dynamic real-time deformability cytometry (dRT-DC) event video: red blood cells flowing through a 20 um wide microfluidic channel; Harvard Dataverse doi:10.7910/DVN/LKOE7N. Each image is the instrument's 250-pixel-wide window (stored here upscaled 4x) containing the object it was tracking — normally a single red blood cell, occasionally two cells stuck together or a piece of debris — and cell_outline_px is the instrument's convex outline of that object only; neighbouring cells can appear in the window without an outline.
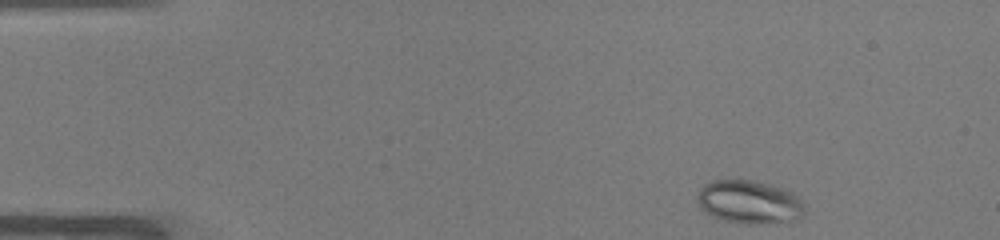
{"species": "common noctule bat (a hibernating species)", "species_latin": "Nyctalus noctula", "temperature_condition": "warm", "stored_images_in_passage": 46, "camera_frame_rate_fps": 3000, "um_per_image_px": 0.085, "animal": {"sex": "male", "body_mass_g": 19.0, "forearm_length_mm": 50.8}, "frame": {"image": 1, "passage_image": 1, "time_ms": 0.0, "image_size_px": [1000, 240], "cell_outline_px": [[804, 216], [800, 220], [792, 224], [744, 224], [724, 220], [712, 216], [704, 212], [700, 208], [696, 196], [700, 188], [704, 184], [712, 180], [752, 180], [772, 184], [784, 188], [800, 196], [804, 208]], "centroid_in_image_um": [63.76, 17.2], "position_along_channel_um": 21.2, "area_um2": 28.15}}
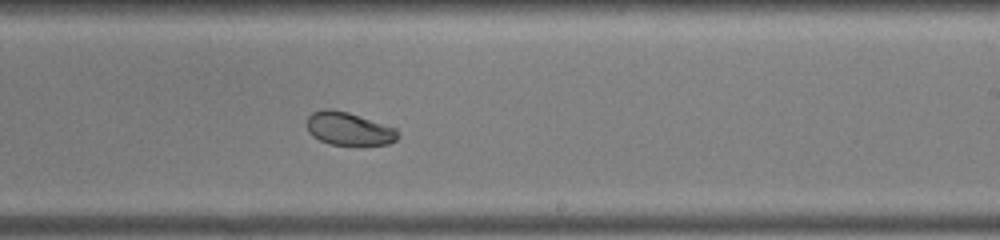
{"frame": {"image": 2, "passage_image": 26, "time_ms": 8.333, "image_size_px": [1000, 240], "cell_outline_px": [[400, 136], [396, 140], [388, 144], [328, 144], [312, 136], [308, 132], [308, 116], [312, 112], [324, 108], [332, 108], [348, 112], [396, 128], [400, 132]], "centroid_in_image_um": [29.65, 10.93], "position_along_channel_um": 259.4, "area_um2": 17.51}}
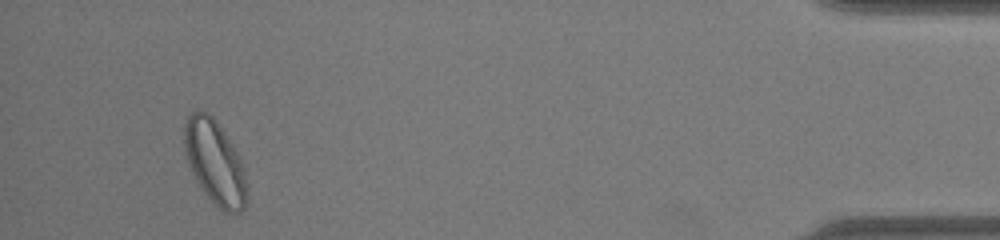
{"frame": {"image": 3, "passage_image": 43, "time_ms": 14.0, "image_size_px": [1000, 240], "cell_outline_px": [[244, 208], [240, 212], [224, 212], [204, 192], [196, 180], [188, 164], [184, 148], [184, 124], [188, 116], [196, 108], [208, 112], [216, 120], [240, 156], [244, 168]], "centroid_in_image_um": [18.22, 13.72], "position_along_channel_um": 417.0, "area_um2": 30.17}}